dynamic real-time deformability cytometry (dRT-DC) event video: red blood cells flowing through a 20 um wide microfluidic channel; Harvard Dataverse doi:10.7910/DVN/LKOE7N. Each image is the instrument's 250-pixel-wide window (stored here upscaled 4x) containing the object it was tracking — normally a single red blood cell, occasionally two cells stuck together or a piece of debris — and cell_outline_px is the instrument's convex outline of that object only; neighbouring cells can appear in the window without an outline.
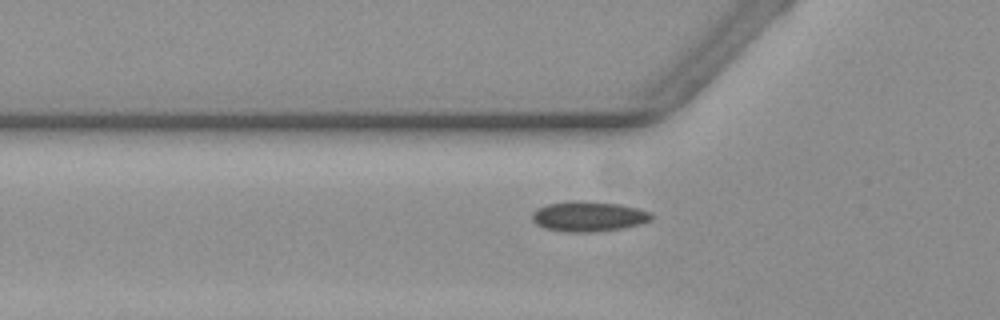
{"species": "common noctule bat (a hibernating species)", "species_latin": "Nyctalus noctula", "temperature_condition": "warm", "stored_images_in_passage": 2, "camera_frame_rate_fps": 3000, "um_per_image_px": 0.085, "animal": {"sex": "female", "body_mass_g": 19.3, "forearm_length_mm": 54.1}, "frame": {"image": 1, "passage_image": 2, "time_ms": 0.333, "image_size_px": [1000, 320], "cell_outline_px": [[656, 216], [652, 220], [640, 224], [620, 228], [588, 232], [572, 232], [544, 228], [536, 224], [532, 220], [532, 212], [536, 208], [548, 204], [620, 204], [652, 212]], "centroid_in_image_um": [50.07, 18.44], "position_along_channel_um": 75.7, "area_um2": 19.88}}